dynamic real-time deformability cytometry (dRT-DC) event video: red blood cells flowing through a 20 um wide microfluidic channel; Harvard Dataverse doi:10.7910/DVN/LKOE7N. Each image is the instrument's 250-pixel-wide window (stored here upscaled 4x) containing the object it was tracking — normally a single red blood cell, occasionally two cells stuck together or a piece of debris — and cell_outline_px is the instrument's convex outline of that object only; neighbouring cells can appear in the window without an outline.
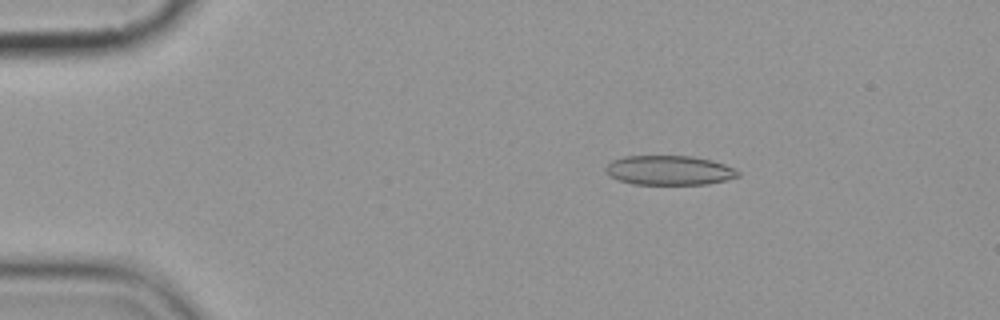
{"species": "common noctule bat (a hibernating species)", "species_latin": "Nyctalus noctula", "temperature_condition": "cold", "stored_images_in_passage": 5, "camera_frame_rate_fps": 3000, "um_per_image_px": 0.085, "animal": {"sex": "female", "body_mass_g": 19.9}, "frame": {"image": 1, "passage_image": 3, "time_ms": 2.333, "image_size_px": [1000, 320], "cell_outline_px": [[740, 176], [708, 184], [632, 184], [620, 180], [604, 172], [604, 168], [612, 160], [624, 156], [692, 156], [712, 160], [724, 164], [740, 172]], "centroid_in_image_um": [56.87, 14.47], "position_along_channel_um": 28.1, "area_um2": 22.66}}